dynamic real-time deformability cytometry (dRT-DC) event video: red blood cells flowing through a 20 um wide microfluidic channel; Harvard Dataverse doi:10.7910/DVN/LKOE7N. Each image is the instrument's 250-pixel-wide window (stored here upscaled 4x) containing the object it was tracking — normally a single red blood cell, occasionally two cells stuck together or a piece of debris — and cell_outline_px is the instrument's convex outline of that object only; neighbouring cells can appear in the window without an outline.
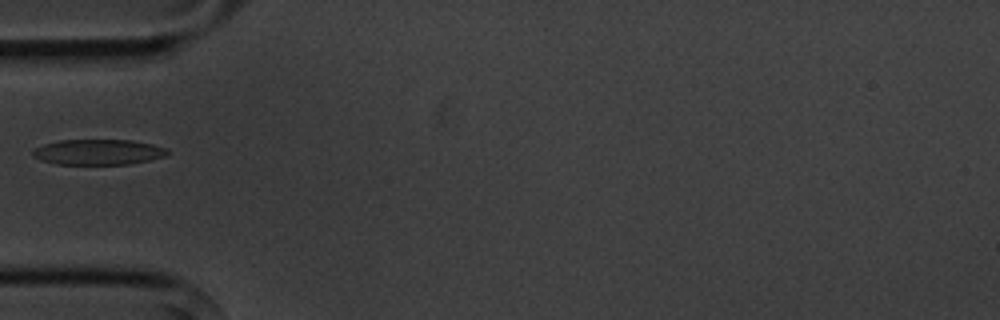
{"species": "common noctule bat (a hibernating species)", "species_latin": "Nyctalus noctula", "temperature_condition": "cold", "stored_images_in_passage": 3, "camera_frame_rate_fps": 3000, "um_per_image_px": 0.085, "animal": {"sex": "male", "body_mass_g": 20.1, "forearm_length_mm": 53.5}, "frame": {"image": 1, "passage_image": 2, "time_ms": 1.333, "image_size_px": [1000, 320], "cell_outline_px": [[168, 152], [164, 156], [148, 160], [128, 164], [56, 164], [40, 160], [32, 156], [32, 152], [36, 148], [44, 144], [60, 140], [132, 140], [152, 144], [168, 148]], "centroid_in_image_um": [8.33, 12.92], "position_along_channel_um": 76.7, "area_um2": 19.88}}
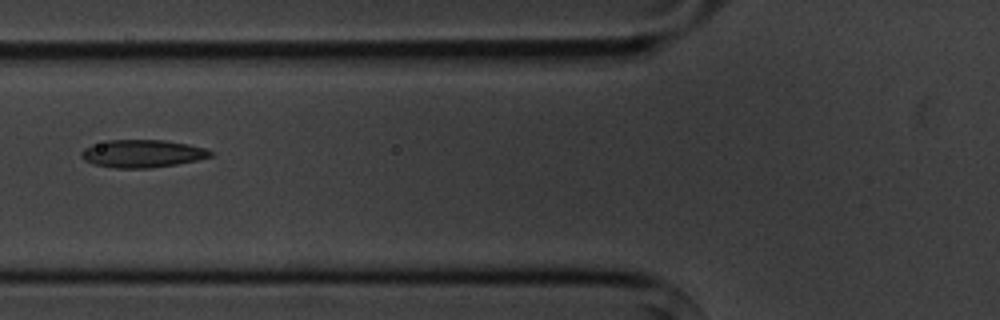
{"frame": {"image": 2, "passage_image": 3, "time_ms": 2.333, "image_size_px": [1000, 320], "cell_outline_px": [[212, 156], [196, 160], [176, 164], [148, 168], [112, 168], [92, 164], [84, 160], [80, 156], [80, 152], [84, 148], [108, 140], [164, 140], [188, 144], [208, 148], [212, 152]], "centroid_in_image_um": [12.09, 13.06], "position_along_channel_um": 113.7, "area_um2": 20.87}}